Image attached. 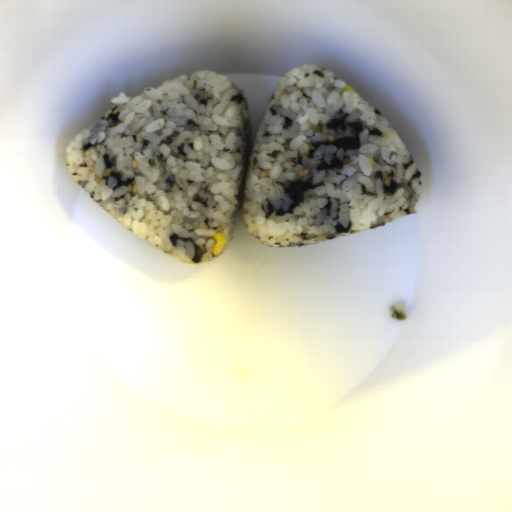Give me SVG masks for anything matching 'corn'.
<instances>
[{"label": "corn", "instance_id": "1", "mask_svg": "<svg viewBox=\"0 0 512 512\" xmlns=\"http://www.w3.org/2000/svg\"><path fill=\"white\" fill-rule=\"evenodd\" d=\"M213 238L215 240V244L214 247L211 249L210 253L214 256L220 255L227 243V237L225 233L220 231L213 234Z\"/></svg>", "mask_w": 512, "mask_h": 512}, {"label": "corn", "instance_id": "2", "mask_svg": "<svg viewBox=\"0 0 512 512\" xmlns=\"http://www.w3.org/2000/svg\"><path fill=\"white\" fill-rule=\"evenodd\" d=\"M344 92H353V93H355V94H356V92H357V91H356L353 87H351V86L348 84V85H347V86H346V87L341 91V94H342V93H344Z\"/></svg>", "mask_w": 512, "mask_h": 512}]
</instances>
